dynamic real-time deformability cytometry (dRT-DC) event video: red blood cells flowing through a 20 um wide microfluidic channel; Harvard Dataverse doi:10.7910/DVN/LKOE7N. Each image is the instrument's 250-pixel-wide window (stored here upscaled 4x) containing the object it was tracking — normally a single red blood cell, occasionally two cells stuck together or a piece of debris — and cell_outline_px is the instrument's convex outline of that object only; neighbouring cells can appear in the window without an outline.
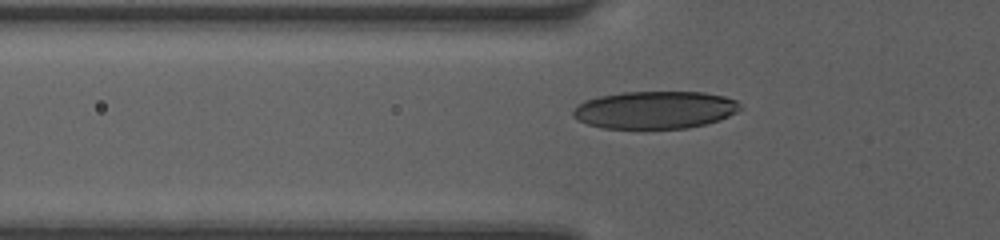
{"species": "human", "species_latin": "Homo sapiens", "temperature_condition": "room temperature", "stored_images_in_passage": 7, "camera_frame_rate_fps": 3000, "um_per_image_px": 0.085, "donor": {"sex": "female"}, "frame": {"image": 1, "passage_image": 4, "time_ms": 1.0, "image_size_px": [1000, 240], "cell_outline_px": [[744, 108], [720, 120], [688, 128], [604, 128], [588, 124], [572, 116], [572, 112], [584, 100], [600, 96], [620, 92], [704, 92], [724, 96], [736, 100]], "centroid_in_image_um": [55.71, 9.33], "position_along_channel_um": 70.1, "area_um2": 36.53}}